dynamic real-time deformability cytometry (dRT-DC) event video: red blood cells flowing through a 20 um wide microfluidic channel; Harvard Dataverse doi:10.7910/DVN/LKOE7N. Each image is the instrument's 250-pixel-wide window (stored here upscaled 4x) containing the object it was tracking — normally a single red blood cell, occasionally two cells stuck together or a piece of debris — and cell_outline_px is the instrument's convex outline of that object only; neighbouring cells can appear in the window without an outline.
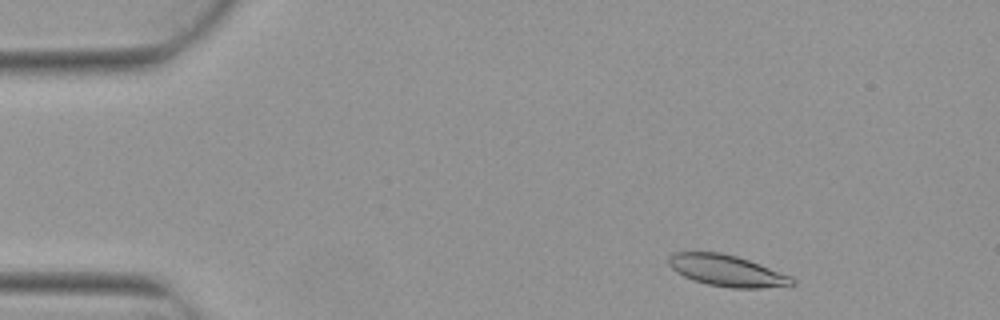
{"species": "Egyptian fruit bat (a non-hibernating species)", "species_latin": "Rousettus aegyptiacus", "temperature_condition": "warm", "stored_images_in_passage": 6, "camera_frame_rate_fps": 3000, "um_per_image_px": 0.085, "animal": {"sex": "female"}, "frame": {"image": 1, "passage_image": 1, "time_ms": 0.0, "image_size_px": [1000, 320], "cell_outline_px": [[796, 284], [760, 288], [732, 288], [708, 284], [684, 276], [676, 272], [668, 264], [668, 256], [676, 252], [720, 252], [736, 256], [748, 260], [792, 276], [796, 280]], "centroid_in_image_um": [61.79, 23.0], "position_along_channel_um": 23.2, "area_um2": 22.37}}
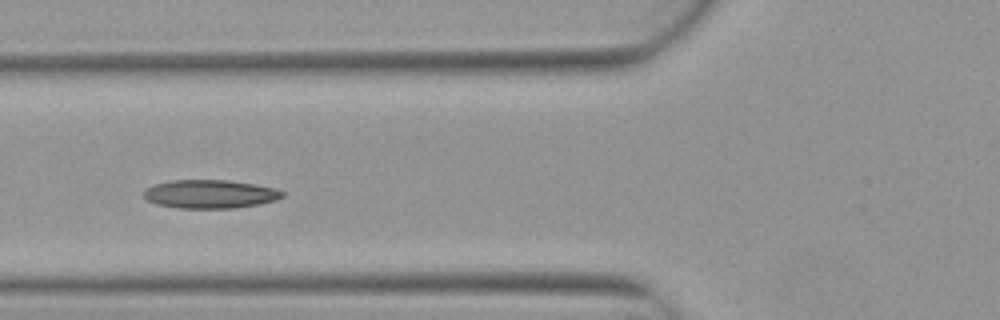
{"frame": {"image": 2, "passage_image": 4, "time_ms": 1.0, "image_size_px": [1000, 320], "cell_outline_px": [[284, 196], [276, 200], [260, 204], [236, 208], [176, 208], [156, 204], [148, 200], [144, 196], [144, 192], [152, 184], [172, 180], [228, 180], [256, 184], [276, 188], [284, 192]], "centroid_in_image_um": [17.88, 16.49], "position_along_channel_um": 107.9, "area_um2": 23.18}}
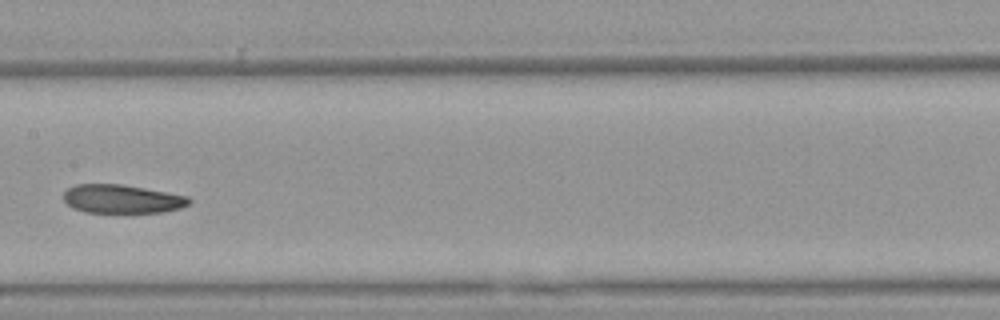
{"frame": {"image": 3, "passage_image": 6, "time_ms": 1.667, "image_size_px": [1000, 320], "cell_outline_px": [[192, 200], [188, 204], [180, 208], [164, 212], [84, 212], [72, 208], [64, 200], [64, 192], [68, 188], [76, 184], [120, 184], [144, 188], [188, 196]], "centroid_in_image_um": [10.36, 16.91], "position_along_channel_um": 197.0, "area_um2": 20.81}}